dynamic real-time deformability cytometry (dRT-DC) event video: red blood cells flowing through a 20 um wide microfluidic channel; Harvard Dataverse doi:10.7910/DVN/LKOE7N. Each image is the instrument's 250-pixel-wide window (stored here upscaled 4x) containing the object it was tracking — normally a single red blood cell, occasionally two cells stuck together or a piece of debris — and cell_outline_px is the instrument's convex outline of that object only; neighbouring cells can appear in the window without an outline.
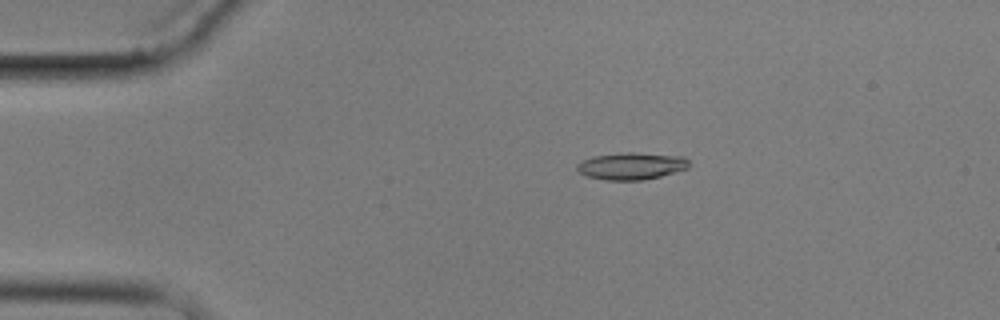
{"species": "common noctule bat (a hibernating species)", "species_latin": "Nyctalus noctula", "temperature_condition": "cold", "stored_images_in_passage": 11, "camera_frame_rate_fps": 3000, "um_per_image_px": 0.085, "animal": {"sex": "male", "body_mass_g": 17.9}, "frame": {"image": 1, "passage_image": 3, "time_ms": 3.333, "image_size_px": [1000, 320], "cell_outline_px": [[688, 168], [660, 176], [644, 180], [604, 180], [588, 176], [580, 172], [576, 168], [576, 164], [592, 156], [628, 152], [636, 152], [684, 156], [688, 160]], "centroid_in_image_um": [53.67, 14.1], "position_along_channel_um": 31.3, "area_um2": 17.63}}
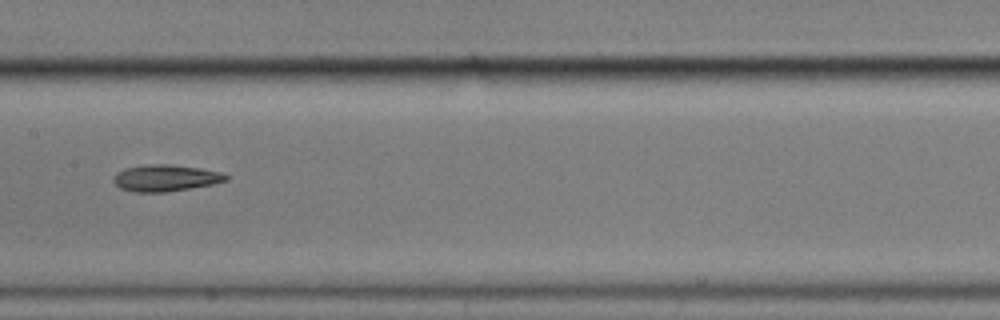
{"frame": {"image": 2, "passage_image": 8, "time_ms": 9.333, "image_size_px": [1000, 320], "cell_outline_px": [[228, 180], [212, 184], [164, 192], [132, 192], [120, 188], [112, 180], [112, 176], [116, 172], [124, 168], [144, 164], [172, 164], [200, 168], [220, 172], [228, 176]], "centroid_in_image_um": [14.01, 15.12], "position_along_channel_um": 193.4, "area_um2": 17.51}}
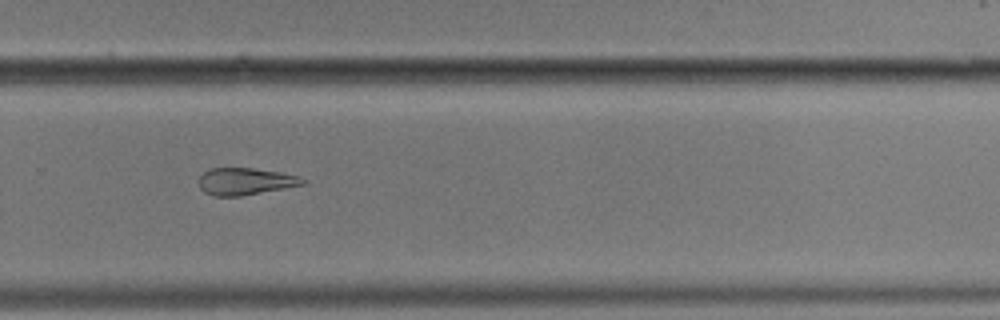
{"frame": {"image": 3, "passage_image": 11, "time_ms": 12.667, "image_size_px": [1000, 320], "cell_outline_px": [[308, 180], [304, 184], [284, 188], [240, 196], [212, 196], [204, 192], [200, 188], [200, 176], [208, 168], [252, 168], [280, 172], [296, 176]], "centroid_in_image_um": [20.83, 15.42], "position_along_channel_um": 309.0, "area_um2": 16.24}}